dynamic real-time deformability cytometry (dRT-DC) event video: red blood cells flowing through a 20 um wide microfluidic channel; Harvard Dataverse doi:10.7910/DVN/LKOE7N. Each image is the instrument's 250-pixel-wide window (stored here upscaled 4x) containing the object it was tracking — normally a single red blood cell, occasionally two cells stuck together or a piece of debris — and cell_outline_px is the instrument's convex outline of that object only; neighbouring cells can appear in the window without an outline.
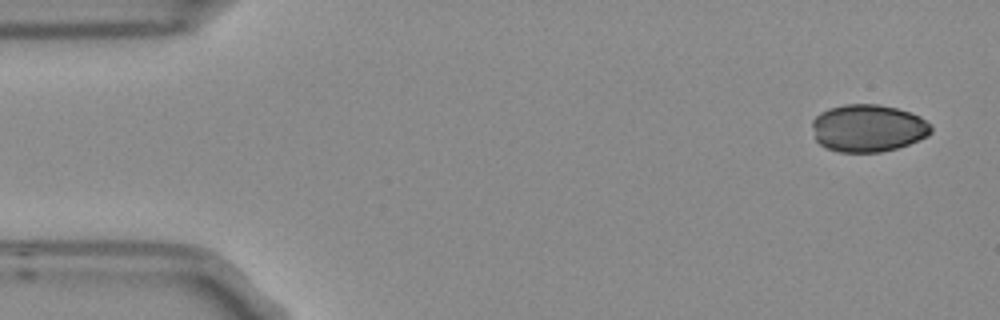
{"species": "Egyptian fruit bat (a non-hibernating species)", "species_latin": "Rousettus aegyptiacus", "temperature_condition": "room temperature", "stored_images_in_passage": 6, "camera_frame_rate_fps": 3000, "um_per_image_px": 0.085, "frame": {"image": 1, "passage_image": 1, "time_ms": 0.0, "image_size_px": [1000, 320], "cell_outline_px": [[932, 132], [928, 136], [908, 144], [896, 148], [880, 152], [840, 152], [828, 148], [820, 144], [816, 140], [812, 124], [812, 120], [820, 112], [828, 108], [844, 104], [880, 104], [896, 108], [920, 116], [932, 124]], "centroid_in_image_um": [73.79, 10.88], "position_along_channel_um": 11.2, "area_um2": 32.95}}
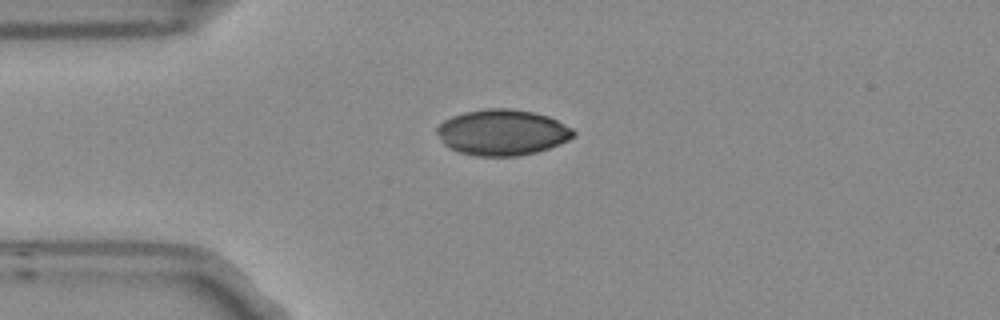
{"frame": {"image": 2, "passage_image": 4, "time_ms": 1.0, "image_size_px": [1000, 320], "cell_outline_px": [[576, 136], [560, 144], [536, 152], [520, 156], [476, 156], [460, 152], [444, 144], [440, 140], [436, 132], [436, 128], [444, 120], [452, 116], [464, 112], [484, 108], [512, 108], [532, 112], [548, 116], [572, 128], [576, 132]], "centroid_in_image_um": [42.7, 11.25], "position_along_channel_um": 42.3, "area_um2": 36.59}}